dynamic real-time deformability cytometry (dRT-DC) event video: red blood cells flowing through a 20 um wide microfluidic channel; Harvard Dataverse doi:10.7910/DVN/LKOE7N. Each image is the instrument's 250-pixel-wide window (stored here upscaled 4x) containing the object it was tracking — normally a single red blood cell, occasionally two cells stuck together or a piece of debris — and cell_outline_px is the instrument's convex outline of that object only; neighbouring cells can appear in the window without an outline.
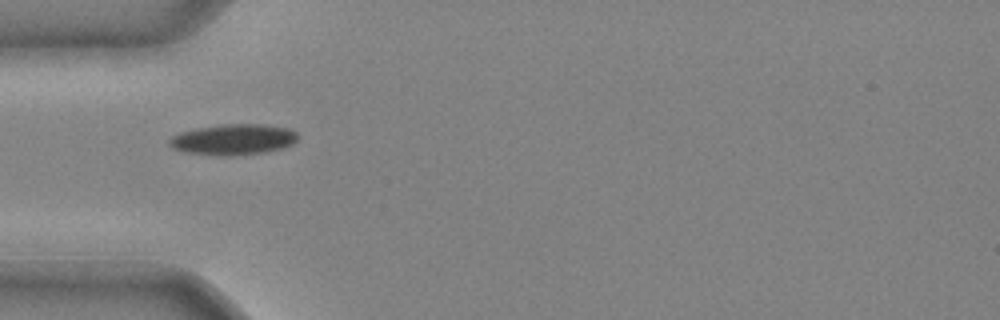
{"species": "common noctule bat (a hibernating species)", "species_latin": "Nyctalus noctula", "temperature_condition": "cold", "stored_images_in_passage": 27, "camera_frame_rate_fps": 3000, "um_per_image_px": 0.085, "animal": {"sex": "male", "body_mass_g": 20.4}, "frame": {"image": 1, "passage_image": 1, "time_ms": 0.0, "image_size_px": [1000, 320], "cell_outline_px": [[300, 136], [292, 144], [280, 148], [264, 152], [232, 156], [220, 156], [184, 152], [172, 148], [168, 144], [168, 140], [172, 136], [180, 132], [196, 128], [224, 124], [264, 124], [288, 128], [296, 132]], "centroid_in_image_um": [19.81, 11.85], "position_along_channel_um": 65.2, "area_um2": 23.18}}
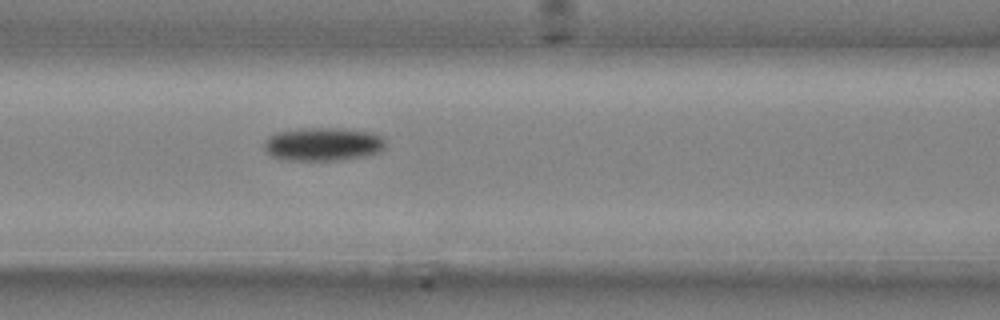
{"frame": {"image": 2, "passage_image": 6, "time_ms": 1.667, "image_size_px": [1000, 320], "cell_outline_px": [[384, 148], [380, 152], [364, 156], [336, 160], [280, 160], [264, 152], [264, 144], [268, 136], [276, 132], [304, 128], [344, 128], [372, 132], [380, 136], [384, 140]], "centroid_in_image_um": [27.42, 12.25], "position_along_channel_um": 139.2, "area_um2": 23.76}}
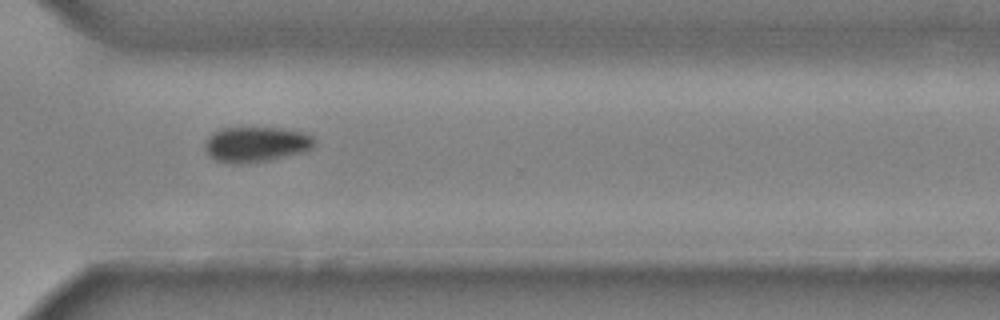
{"frame": {"image": 3, "passage_image": 20, "time_ms": 6.333, "image_size_px": [1000, 320], "cell_outline_px": [[316, 148], [308, 152], [272, 160], [240, 164], [232, 164], [216, 160], [208, 156], [204, 148], [204, 144], [208, 136], [212, 132], [220, 128], [280, 128], [308, 132], [316, 140]], "centroid_in_image_um": [21.83, 12.28], "position_along_channel_um": 348.8, "area_um2": 23.35}}